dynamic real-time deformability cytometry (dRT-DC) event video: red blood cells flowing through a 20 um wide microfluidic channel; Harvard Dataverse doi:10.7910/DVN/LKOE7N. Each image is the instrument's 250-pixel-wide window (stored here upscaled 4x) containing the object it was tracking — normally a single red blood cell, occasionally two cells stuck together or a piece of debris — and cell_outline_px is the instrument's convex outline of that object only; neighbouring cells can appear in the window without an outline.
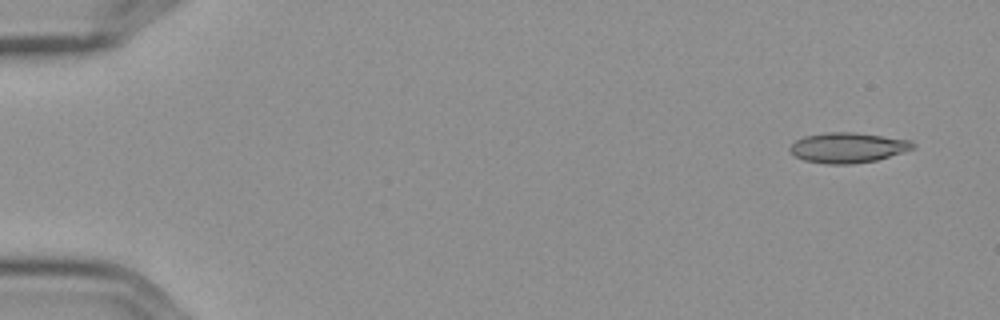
{"species": "Egyptian fruit bat (a non-hibernating species)", "species_latin": "Rousettus aegyptiacus", "temperature_condition": "cold", "stored_images_in_passage": 5, "camera_frame_rate_fps": 3000, "um_per_image_px": 0.085, "frame": {"image": 1, "passage_image": 1, "time_ms": 0.0, "image_size_px": [1000, 320], "cell_outline_px": [[916, 148], [904, 152], [876, 160], [852, 164], [824, 164], [804, 160], [796, 156], [788, 148], [796, 140], [804, 136], [824, 132], [856, 132], [912, 140], [916, 144]], "centroid_in_image_um": [72.1, 12.54], "position_along_channel_um": 12.9, "area_um2": 21.85}}
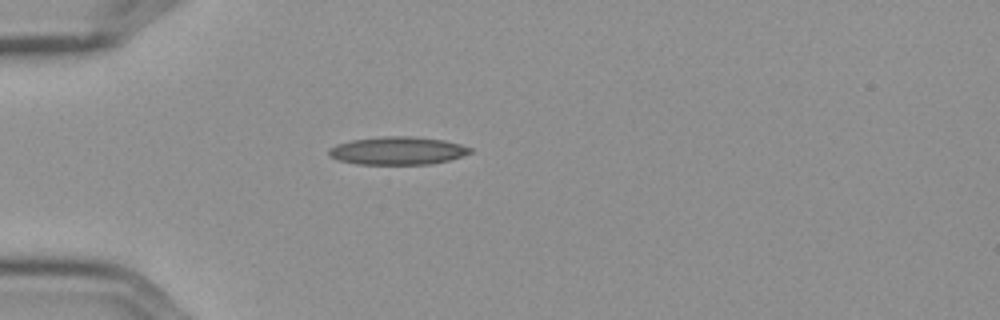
{"frame": {"image": 2, "passage_image": 4, "time_ms": 1.0, "image_size_px": [1000, 320], "cell_outline_px": [[472, 152], [448, 160], [432, 164], [356, 164], [336, 160], [328, 156], [328, 148], [336, 144], [352, 140], [380, 136], [412, 136], [444, 140], [460, 144], [472, 148]], "centroid_in_image_um": [33.74, 12.81], "position_along_channel_um": 51.3, "area_um2": 23.18}}